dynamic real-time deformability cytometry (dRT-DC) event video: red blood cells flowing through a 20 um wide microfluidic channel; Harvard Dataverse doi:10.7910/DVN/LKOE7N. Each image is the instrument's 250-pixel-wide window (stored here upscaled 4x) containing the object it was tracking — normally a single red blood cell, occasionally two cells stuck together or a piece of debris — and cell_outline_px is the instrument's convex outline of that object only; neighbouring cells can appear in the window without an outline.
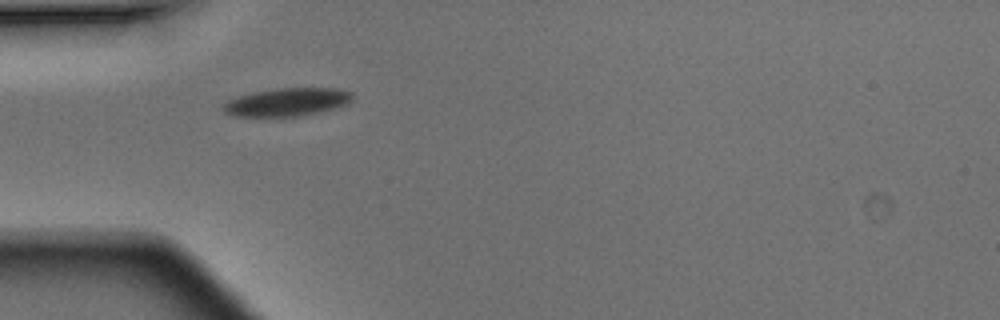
{"species": "Egyptian fruit bat (a non-hibernating species)", "species_latin": "Rousettus aegyptiacus", "temperature_condition": "warm", "stored_images_in_passage": 1, "camera_frame_rate_fps": 3000, "um_per_image_px": 0.085, "animal": {"sex": "male"}, "frame": {"image": 1, "passage_image": 1, "time_ms": 0.0, "image_size_px": [1000, 320], "cell_outline_px": [[352, 100], [348, 104], [336, 108], [300, 116], [232, 116], [224, 112], [220, 108], [228, 100], [252, 92], [276, 88], [336, 88], [352, 92]], "centroid_in_image_um": [24.4, 8.67], "position_along_channel_um": 60.6, "area_um2": 21.21}}